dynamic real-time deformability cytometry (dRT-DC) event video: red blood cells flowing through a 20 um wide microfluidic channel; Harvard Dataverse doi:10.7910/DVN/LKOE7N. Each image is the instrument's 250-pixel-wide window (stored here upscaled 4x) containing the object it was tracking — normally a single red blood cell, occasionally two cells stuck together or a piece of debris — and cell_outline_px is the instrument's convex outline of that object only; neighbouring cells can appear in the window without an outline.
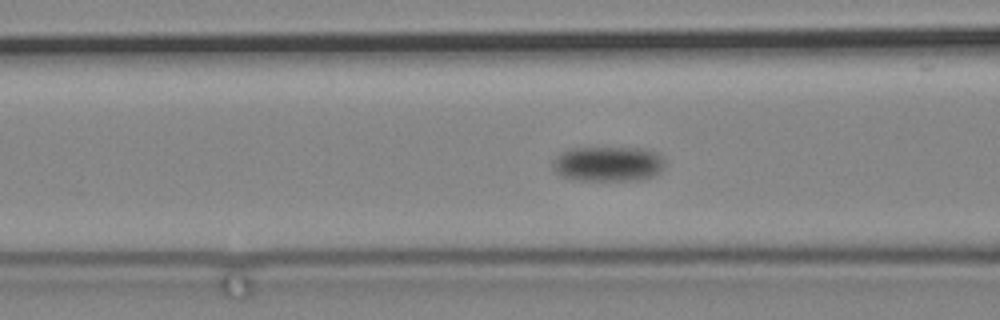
{"species": "common noctule bat (a hibernating species)", "species_latin": "Nyctalus noctula", "temperature_condition": "cold", "stored_images_in_passage": 52, "camera_frame_rate_fps": 3000, "um_per_image_px": 0.085, "animal": {"sex": "male", "body_mass_g": 19.2, "forearm_length_mm": 51.8}, "frame": {"image": 1, "passage_image": 13, "time_ms": 4.0, "image_size_px": [1000, 320], "cell_outline_px": [[664, 168], [660, 172], [652, 176], [640, 180], [580, 180], [564, 176], [556, 172], [552, 164], [556, 156], [560, 152], [568, 148], [644, 148], [656, 152], [664, 156]], "centroid_in_image_um": [51.72, 13.91], "position_along_channel_um": 114.9, "area_um2": 23.0}}
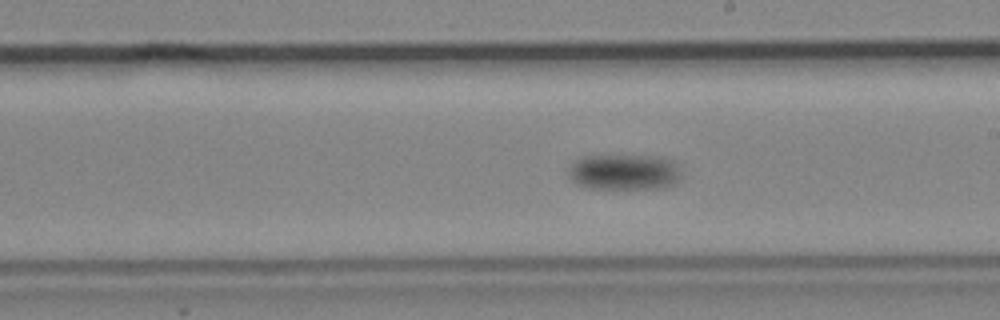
{"frame": {"image": 2, "passage_image": 27, "time_ms": 8.667, "image_size_px": [1000, 320], "cell_outline_px": [[680, 176], [676, 184], [664, 188], [588, 188], [572, 180], [568, 176], [568, 168], [580, 156], [660, 156], [672, 160], [676, 164]], "centroid_in_image_um": [53.06, 14.62], "position_along_channel_um": 235.9, "area_um2": 23.47}}
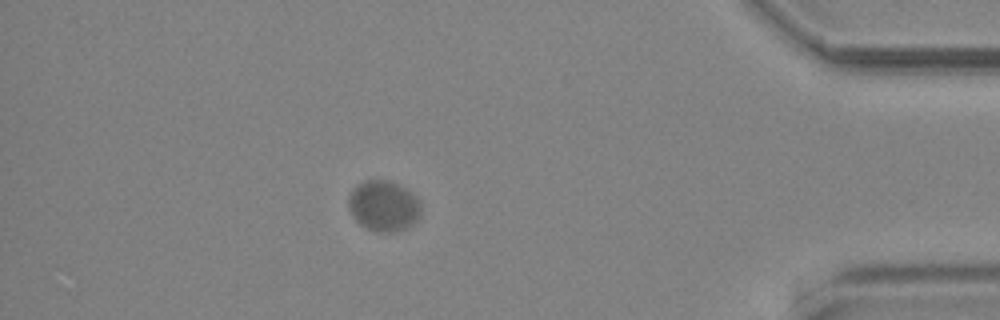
{"frame": {"image": 3, "passage_image": 51, "time_ms": 16.667, "image_size_px": [1000, 320], "cell_outline_px": [[420, 216], [412, 224], [404, 228], [392, 232], [380, 232], [368, 228], [360, 224], [352, 216], [348, 208], [348, 196], [352, 188], [356, 184], [364, 180], [392, 180], [400, 184], [412, 192], [420, 200]], "centroid_in_image_um": [32.59, 17.46], "position_along_channel_um": 402.6, "area_um2": 21.68}}